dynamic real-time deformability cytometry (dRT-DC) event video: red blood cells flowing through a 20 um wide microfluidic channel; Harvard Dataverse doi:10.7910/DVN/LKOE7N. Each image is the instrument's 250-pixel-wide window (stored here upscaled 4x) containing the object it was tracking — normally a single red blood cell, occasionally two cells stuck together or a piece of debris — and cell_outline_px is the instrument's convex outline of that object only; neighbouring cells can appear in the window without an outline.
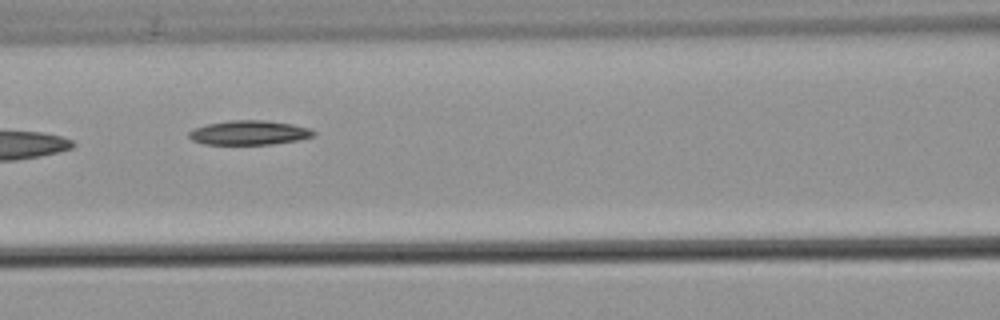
{"species": "common noctule bat (a hibernating species)", "species_latin": "Nyctalus noctula", "temperature_condition": "warm", "stored_images_in_passage": 9, "camera_frame_rate_fps": 3000, "um_per_image_px": 0.085, "animal": {"sex": "male", "body_mass_g": 21.5, "forearm_length_mm": 52.0}, "frame": {"image": 1, "passage_image": 7, "time_ms": 8.333, "image_size_px": [1000, 320], "cell_outline_px": [[316, 132], [312, 136], [296, 140], [272, 144], [204, 144], [192, 140], [188, 136], [188, 132], [192, 128], [208, 124], [232, 120], [264, 120], [292, 124], [308, 128]], "centroid_in_image_um": [21.13, 11.27], "position_along_channel_um": 145.5, "area_um2": 17.51}}
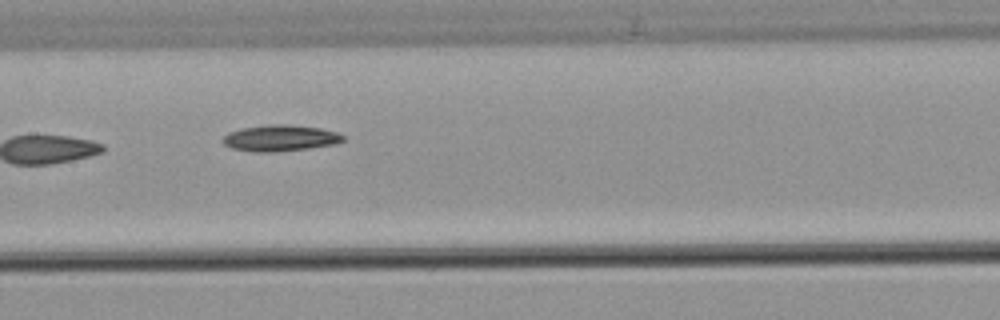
{"frame": {"image": 2, "passage_image": 8, "time_ms": 9.333, "image_size_px": [1000, 320], "cell_outline_px": [[344, 140], [336, 144], [308, 148], [276, 152], [256, 152], [232, 148], [224, 144], [224, 136], [228, 132], [240, 128], [268, 124], [284, 124], [320, 128], [336, 132], [344, 136]], "centroid_in_image_um": [23.81, 11.73], "position_along_channel_um": 183.6, "area_um2": 18.32}}